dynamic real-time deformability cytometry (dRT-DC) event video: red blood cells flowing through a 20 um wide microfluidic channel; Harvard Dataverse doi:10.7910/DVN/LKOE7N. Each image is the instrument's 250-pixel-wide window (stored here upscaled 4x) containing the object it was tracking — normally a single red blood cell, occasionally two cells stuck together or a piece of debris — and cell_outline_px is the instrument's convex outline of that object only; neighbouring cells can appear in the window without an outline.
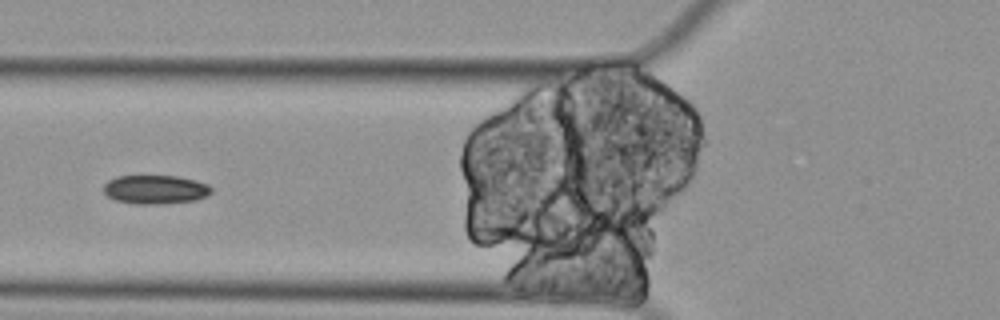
{"species": "Egyptian fruit bat (a non-hibernating species)", "species_latin": "Rousettus aegyptiacus", "temperature_condition": "cold", "stored_images_in_passage": 7, "camera_frame_rate_fps": 3000, "um_per_image_px": 0.085, "animal": {"sex": "female"}, "frame": {"image": 1, "passage_image": 5, "time_ms": 1.333, "image_size_px": [1000, 320], "cell_outline_px": [[212, 192], [208, 196], [196, 200], [156, 204], [132, 204], [116, 200], [108, 196], [104, 192], [104, 184], [108, 180], [116, 176], [176, 176], [196, 180], [208, 184], [212, 188]], "centroid_in_image_um": [13.22, 16.11], "position_along_channel_um": 112.6, "area_um2": 18.21}}
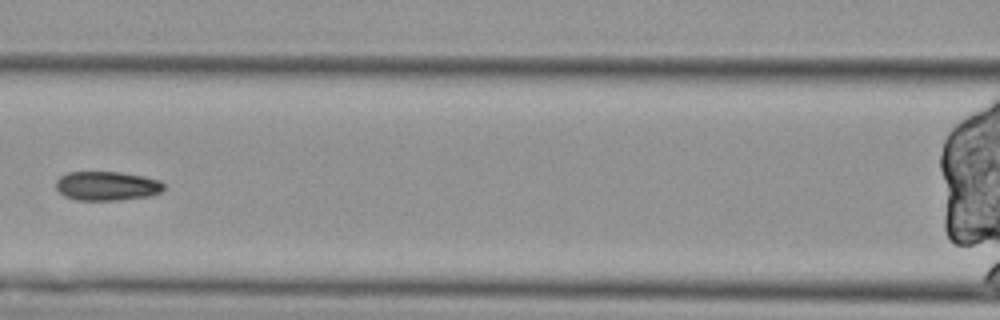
{"frame": {"image": 2, "passage_image": 6, "time_ms": 1.667, "image_size_px": [1000, 320], "cell_outline_px": [[164, 188], [160, 192], [152, 196], [116, 200], [76, 200], [64, 196], [56, 188], [56, 180], [60, 176], [68, 172], [120, 172], [144, 176], [160, 180], [164, 184]], "centroid_in_image_um": [9.09, 15.8], "position_along_channel_um": 157.5, "area_um2": 18.44}}
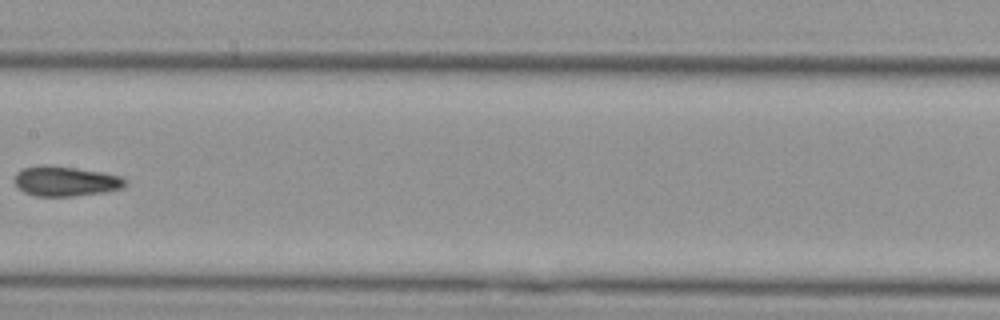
{"frame": {"image": 3, "passage_image": 7, "time_ms": 2.0, "image_size_px": [1000, 320], "cell_outline_px": [[124, 184], [120, 188], [104, 192], [72, 196], [36, 196], [24, 192], [16, 184], [16, 172], [24, 168], [44, 164], [76, 168], [100, 172], [120, 176], [124, 180]], "centroid_in_image_um": [5.53, 15.4], "position_along_channel_um": 201.9, "area_um2": 18.9}}